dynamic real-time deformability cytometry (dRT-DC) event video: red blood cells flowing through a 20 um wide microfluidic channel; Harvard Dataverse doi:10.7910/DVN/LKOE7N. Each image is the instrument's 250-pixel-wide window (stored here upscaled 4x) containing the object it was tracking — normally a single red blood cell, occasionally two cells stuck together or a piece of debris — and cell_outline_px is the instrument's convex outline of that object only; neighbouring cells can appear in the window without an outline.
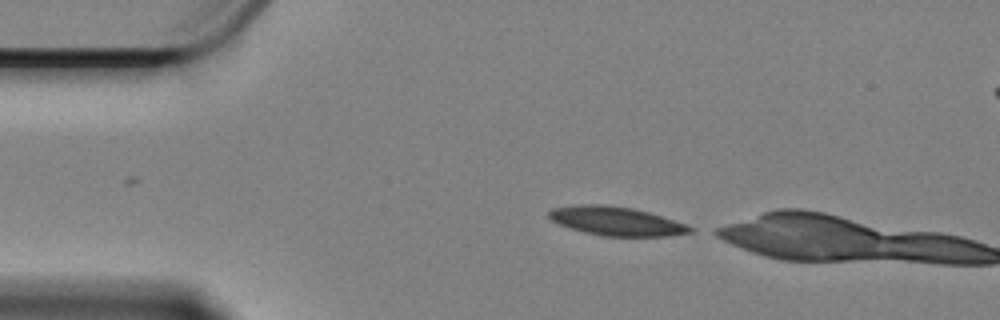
{"species": "Egyptian fruit bat (a non-hibernating species)", "species_latin": "Rousettus aegyptiacus", "temperature_condition": "cold", "stored_images_in_passage": 36, "camera_frame_rate_fps": 3000, "um_per_image_px": 0.085, "animal": {"sex": "female"}, "frame": {"image": 1, "passage_image": 1, "time_ms": 0.0, "image_size_px": [1000, 320], "cell_outline_px": [[696, 232], [668, 236], [600, 236], [568, 228], [556, 224], [548, 216], [548, 212], [552, 208], [580, 204], [604, 204], [632, 208], [648, 212], [688, 224], [696, 228]], "centroid_in_image_um": [52.41, 18.8], "position_along_channel_um": 32.6, "area_um2": 24.1}}
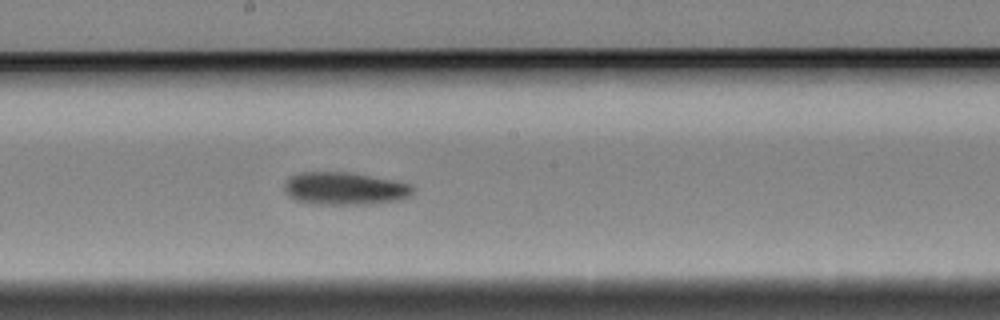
{"frame": {"image": 2, "passage_image": 21, "time_ms": 6.667, "image_size_px": [1000, 320], "cell_outline_px": [[416, 188], [408, 196], [396, 200], [376, 204], [316, 204], [296, 200], [288, 196], [284, 192], [284, 180], [288, 176], [300, 172], [348, 172], [392, 180], [412, 184]], "centroid_in_image_um": [29.25, 16.02], "position_along_channel_um": 219.0, "area_um2": 24.62}}
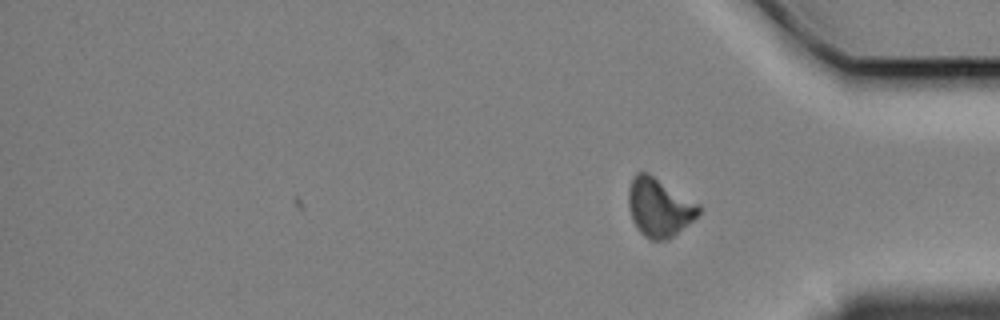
{"frame": {"image": 3, "passage_image": 36, "time_ms": 11.667, "image_size_px": [1000, 320], "cell_outline_px": [[704, 208], [692, 220], [668, 240], [652, 240], [644, 236], [636, 228], [632, 220], [628, 208], [628, 188], [632, 176], [636, 172], [648, 172], [700, 204]], "centroid_in_image_um": [56.01, 17.61], "position_along_channel_um": 379.2, "area_um2": 24.22}, "authors_computed_cell_mechanics": {"area_um2": 24.1893, "velocity_mm_per_s": 3.3634, "shape_relaxation_time_tau1_ms": 8.2353, "shape_relaxation_time_tau2_ms": null, "deformation_change_tau1": 0.1631, "deformation_change_tau2": null}}